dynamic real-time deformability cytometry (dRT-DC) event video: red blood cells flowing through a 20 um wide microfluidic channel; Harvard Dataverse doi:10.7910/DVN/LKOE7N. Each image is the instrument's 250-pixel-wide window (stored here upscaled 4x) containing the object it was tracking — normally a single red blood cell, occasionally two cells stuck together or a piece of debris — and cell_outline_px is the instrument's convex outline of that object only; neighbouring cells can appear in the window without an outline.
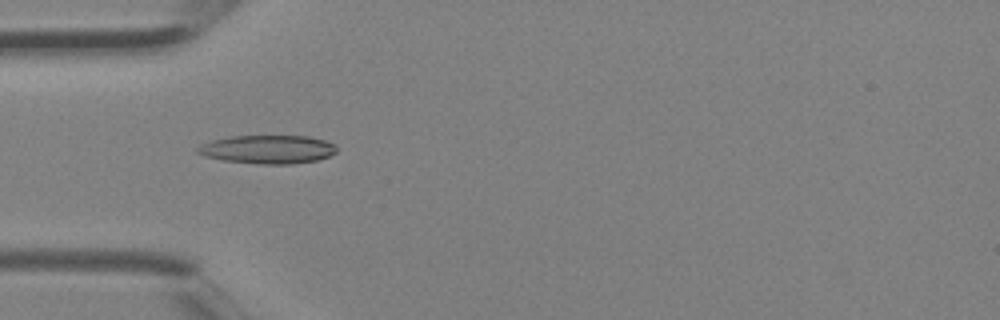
{"species": "Egyptian fruit bat (a non-hibernating species)", "species_latin": "Rousettus aegyptiacus", "temperature_condition": "room temperature", "stored_images_in_passage": 5, "camera_frame_rate_fps": 3000, "um_per_image_px": 0.085, "animal": {"sex": "female"}, "frame": {"image": 1, "passage_image": 4, "time_ms": 1.0, "image_size_px": [1000, 320], "cell_outline_px": [[336, 152], [328, 156], [316, 160], [292, 164], [260, 164], [224, 160], [204, 156], [196, 152], [196, 148], [200, 144], [212, 140], [232, 136], [308, 136], [324, 140], [336, 144]], "centroid_in_image_um": [22.75, 12.69], "position_along_channel_um": 62.3, "area_um2": 23.06}}
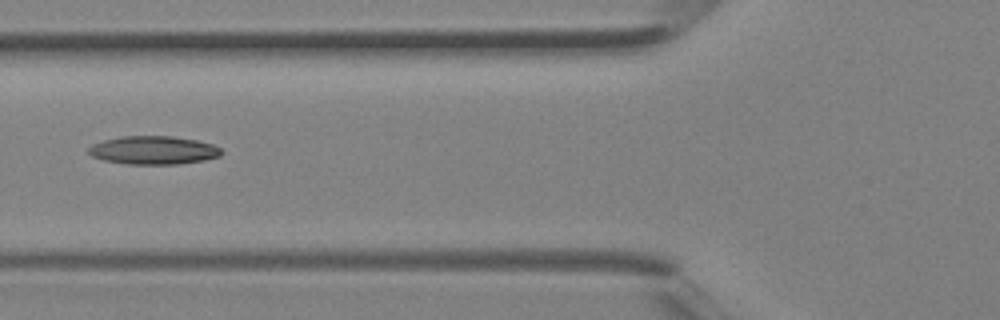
{"frame": {"image": 2, "passage_image": 5, "time_ms": 1.333, "image_size_px": [1000, 320], "cell_outline_px": [[224, 152], [220, 156], [204, 160], [176, 164], [128, 164], [104, 160], [92, 156], [88, 152], [88, 148], [92, 144], [104, 140], [120, 136], [172, 136], [196, 140], [212, 144], [220, 148]], "centroid_in_image_um": [13.04, 12.76], "position_along_channel_um": 112.8, "area_um2": 21.91}}